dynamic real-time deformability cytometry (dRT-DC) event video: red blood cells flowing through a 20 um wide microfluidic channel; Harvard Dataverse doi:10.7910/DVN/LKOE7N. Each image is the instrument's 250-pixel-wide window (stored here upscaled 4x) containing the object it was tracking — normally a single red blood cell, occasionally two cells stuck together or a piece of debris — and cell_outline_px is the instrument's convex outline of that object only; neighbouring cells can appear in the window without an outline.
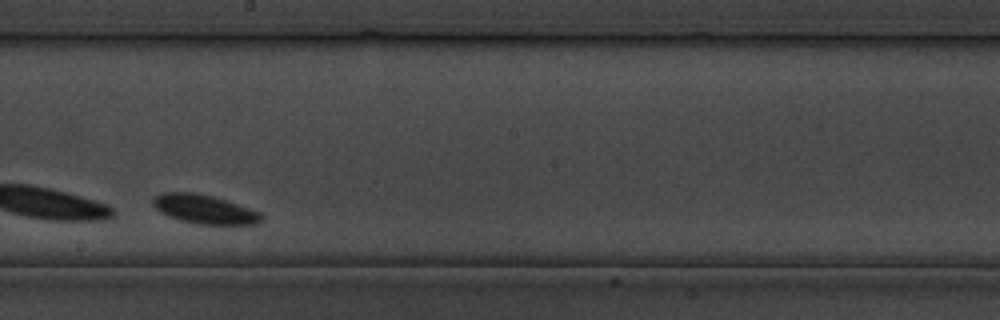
{"species": "common noctule bat (a hibernating species)", "species_latin": "Nyctalus noctula", "temperature_condition": "cold", "stored_images_in_passage": 21, "camera_frame_rate_fps": 3000, "um_per_image_px": 0.085, "animal": {"sex": "male", "body_mass_g": 19.5, "forearm_length_mm": 54.6}, "frame": {"image": 1, "passage_image": 12, "time_ms": 13.333, "image_size_px": [1000, 320], "cell_outline_px": [[264, 220], [256, 224], [196, 224], [180, 220], [168, 216], [160, 212], [152, 204], [152, 196], [160, 192], [196, 192], [212, 196], [260, 212], [264, 216]], "centroid_in_image_um": [17.33, 17.78], "position_along_channel_um": 230.9, "area_um2": 18.38}}